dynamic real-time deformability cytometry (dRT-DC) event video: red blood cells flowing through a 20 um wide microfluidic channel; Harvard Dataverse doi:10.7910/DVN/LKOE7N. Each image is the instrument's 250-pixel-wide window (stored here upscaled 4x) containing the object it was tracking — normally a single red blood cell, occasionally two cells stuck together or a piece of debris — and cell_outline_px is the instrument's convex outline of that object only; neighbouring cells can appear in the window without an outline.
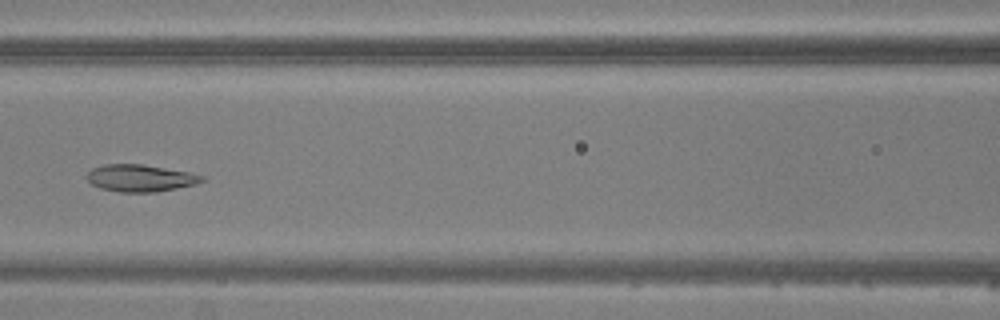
{"species": "common noctule bat (a hibernating species)", "species_latin": "Nyctalus noctula", "temperature_condition": "warm", "stored_images_in_passage": 4, "camera_frame_rate_fps": 3000, "um_per_image_px": 0.085, "animal": {"sex": "male", "body_mass_g": 20.5, "forearm_length_mm": 52.5}, "frame": {"image": 1, "passage_image": 4, "time_ms": 3.667, "image_size_px": [1000, 320], "cell_outline_px": [[204, 180], [196, 184], [156, 192], [120, 192], [100, 188], [92, 184], [88, 180], [88, 172], [92, 168], [104, 164], [144, 164], [188, 172], [204, 176]], "centroid_in_image_um": [11.92, 15.13], "position_along_channel_um": 154.7, "area_um2": 18.03}}